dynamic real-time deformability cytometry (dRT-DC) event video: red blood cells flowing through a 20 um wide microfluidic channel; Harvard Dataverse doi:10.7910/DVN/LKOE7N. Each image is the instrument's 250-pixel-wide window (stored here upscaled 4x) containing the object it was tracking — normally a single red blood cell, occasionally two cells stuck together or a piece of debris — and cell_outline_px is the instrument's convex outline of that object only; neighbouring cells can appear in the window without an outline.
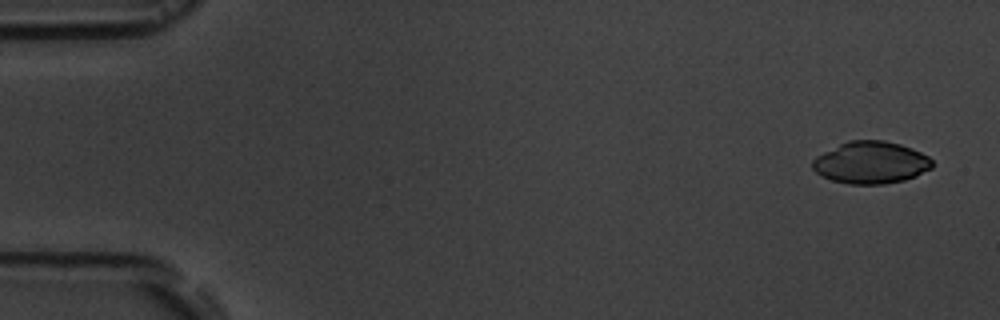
{"species": "common noctule bat (a hibernating species)", "species_latin": "Nyctalus noctula", "temperature_condition": "room temperature", "stored_images_in_passage": 6, "segment_of_instrument_passage": [2, 2], "camera_frame_rate_fps": 3000, "um_per_image_px": 0.085, "animal": {"sex": "male", "body_mass_g": 19.5, "forearm_length_mm": 54.6}, "frame": {"image": 1, "passage_image": 6, "time_ms": 6.333, "image_size_px": [1000, 320], "cell_outline_px": [[932, 168], [916, 176], [904, 180], [884, 184], [848, 184], [832, 180], [816, 172], [812, 168], [812, 160], [816, 156], [848, 140], [884, 140], [900, 144], [912, 148], [928, 156], [932, 160]], "centroid_in_image_um": [74.03, 13.82], "position_along_channel_um": 11.0, "area_um2": 29.36}}